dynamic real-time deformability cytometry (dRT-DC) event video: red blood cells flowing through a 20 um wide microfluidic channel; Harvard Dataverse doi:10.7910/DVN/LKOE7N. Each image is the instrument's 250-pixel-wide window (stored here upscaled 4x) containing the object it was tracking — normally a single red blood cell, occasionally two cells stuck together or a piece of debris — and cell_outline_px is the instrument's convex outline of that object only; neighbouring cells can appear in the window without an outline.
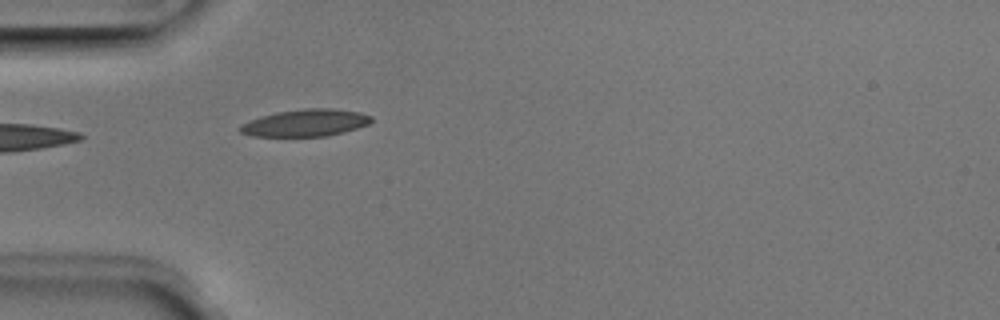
{"species": "Egyptian fruit bat (a non-hibernating species)", "species_latin": "Rousettus aegyptiacus", "temperature_condition": "room temperature", "stored_images_in_passage": 5, "camera_frame_rate_fps": 3000, "um_per_image_px": 0.085, "animal": {"sex": "male"}, "frame": {"image": 1, "passage_image": 5, "time_ms": 1.333, "image_size_px": [1000, 320], "cell_outline_px": [[372, 120], [368, 124], [344, 132], [328, 136], [252, 136], [240, 132], [240, 124], [260, 116], [276, 112], [304, 108], [332, 108], [360, 112], [372, 116]], "centroid_in_image_um": [25.97, 10.43], "position_along_channel_um": 59.0, "area_um2": 20.75}}